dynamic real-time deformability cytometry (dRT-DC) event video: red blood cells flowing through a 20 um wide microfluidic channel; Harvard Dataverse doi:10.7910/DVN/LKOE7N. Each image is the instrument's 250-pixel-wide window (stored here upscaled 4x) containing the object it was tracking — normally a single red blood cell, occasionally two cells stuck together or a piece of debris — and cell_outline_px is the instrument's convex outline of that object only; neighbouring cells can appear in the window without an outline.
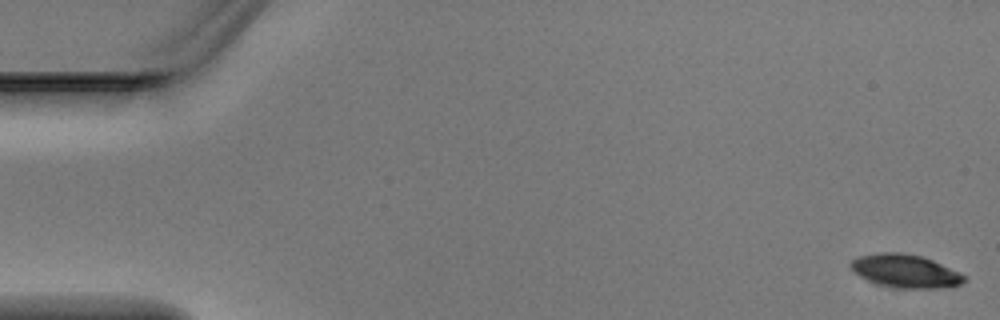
{"species": "Egyptian fruit bat (a non-hibernating species)", "species_latin": "Rousettus aegyptiacus", "temperature_condition": "warm", "stored_images_in_passage": 6, "camera_frame_rate_fps": 3000, "um_per_image_px": 0.085, "animal": {"sex": "male"}, "frame": {"image": 1, "passage_image": 1, "time_ms": 0.0, "image_size_px": [1000, 320], "cell_outline_px": [[968, 280], [960, 284], [936, 288], [896, 288], [880, 284], [868, 280], [852, 272], [848, 264], [856, 256], [876, 252], [904, 252], [920, 256], [932, 260], [960, 272], [968, 276]], "centroid_in_image_um": [76.92, 23.02], "position_along_channel_um": 8.1, "area_um2": 22.2}}
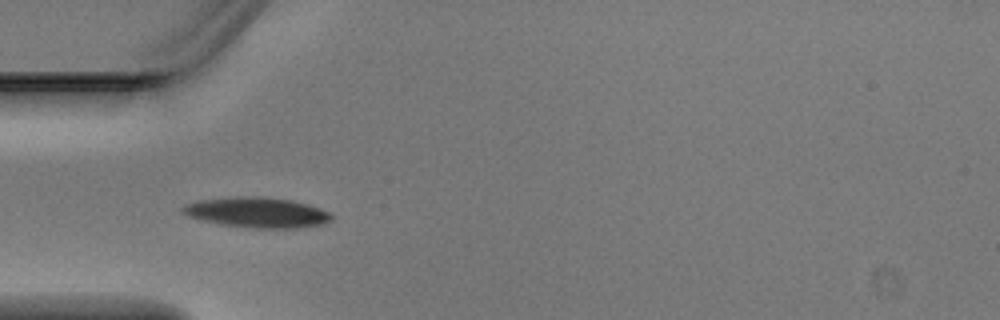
{"frame": {"image": 2, "passage_image": 5, "time_ms": 1.333, "image_size_px": [1000, 320], "cell_outline_px": [[332, 220], [324, 224], [296, 228], [256, 228], [224, 224], [200, 220], [188, 216], [180, 212], [180, 208], [184, 204], [196, 200], [236, 196], [264, 196], [292, 200], [308, 204], [320, 208], [328, 212], [332, 216]], "centroid_in_image_um": [21.82, 18.04], "position_along_channel_um": 63.2, "area_um2": 26.53}}
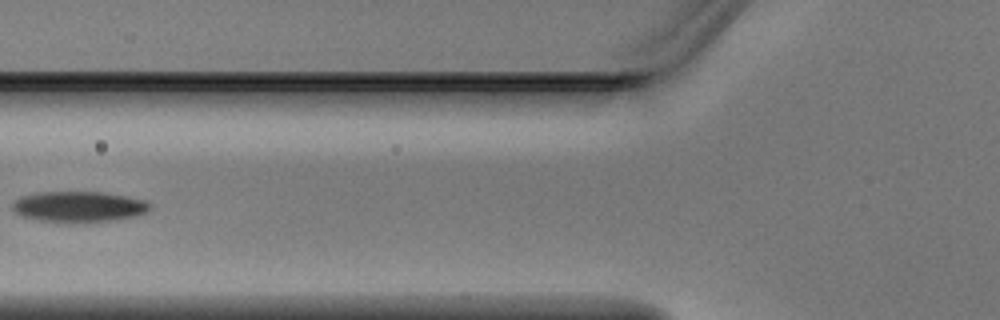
{"frame": {"image": 3, "passage_image": 6, "time_ms": 1.667, "image_size_px": [1000, 320], "cell_outline_px": [[152, 208], [136, 216], [116, 220], [68, 224], [40, 220], [20, 216], [12, 212], [12, 204], [20, 196], [40, 192], [100, 192], [124, 196], [144, 200], [152, 204]], "centroid_in_image_um": [6.66, 17.59], "position_along_channel_um": 119.1, "area_um2": 25.03}}